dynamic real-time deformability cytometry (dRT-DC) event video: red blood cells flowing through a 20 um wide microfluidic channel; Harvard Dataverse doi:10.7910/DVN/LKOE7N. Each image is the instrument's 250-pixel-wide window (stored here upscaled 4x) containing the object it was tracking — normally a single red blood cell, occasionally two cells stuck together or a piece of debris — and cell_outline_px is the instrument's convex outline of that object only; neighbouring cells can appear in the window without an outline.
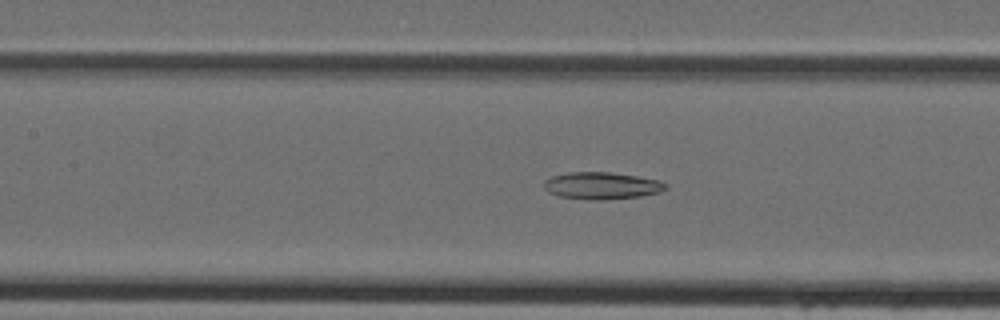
{"species": "Egyptian fruit bat (a non-hibernating species)", "species_latin": "Rousettus aegyptiacus", "temperature_condition": "cold", "stored_images_in_passage": 45, "camera_frame_rate_fps": 3000, "um_per_image_px": 0.085, "animal": {"sex": "female"}, "frame": {"image": 1, "passage_image": 20, "time_ms": 6.333, "image_size_px": [1000, 320], "cell_outline_px": [[668, 188], [660, 192], [640, 196], [592, 200], [560, 196], [548, 192], [544, 188], [544, 180], [552, 176], [568, 172], [608, 172], [636, 176], [660, 180], [668, 184]], "centroid_in_image_um": [51.15, 15.77], "position_along_channel_um": 156.2, "area_um2": 19.07}}
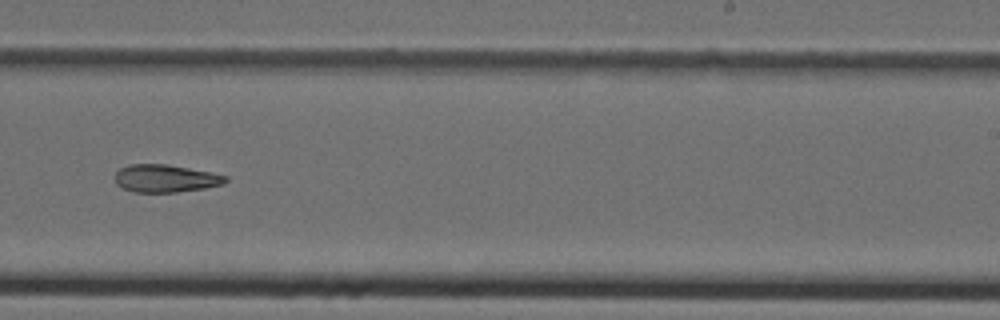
{"frame": {"image": 2, "passage_image": 28, "time_ms": 9.0, "image_size_px": [1000, 320], "cell_outline_px": [[228, 180], [224, 184], [204, 188], [176, 192], [132, 192], [116, 184], [116, 172], [120, 168], [128, 164], [168, 164], [228, 176]], "centroid_in_image_um": [14.06, 15.16], "position_along_channel_um": 274.9, "area_um2": 17.74}}
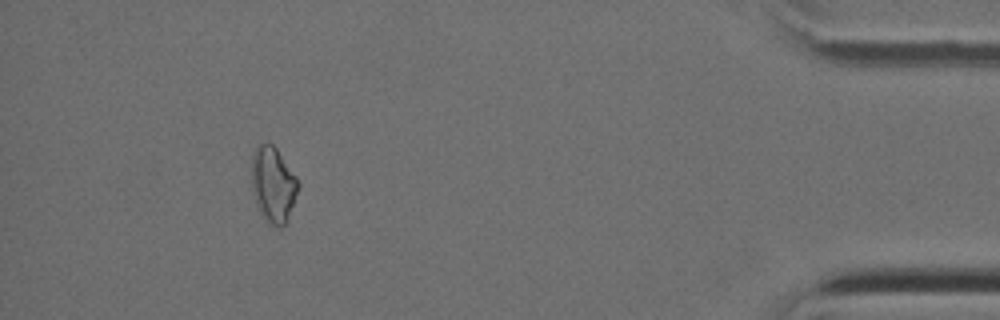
{"frame": {"image": 3, "passage_image": 41, "time_ms": 13.333, "image_size_px": [1000, 320], "cell_outline_px": [[300, 188], [288, 220], [284, 224], [276, 228], [264, 220], [260, 212], [252, 192], [252, 152], [256, 144], [272, 144], [276, 148], [296, 176], [300, 184]], "centroid_in_image_um": [23.23, 15.7], "position_along_channel_um": 412.0, "area_um2": 20.75}}